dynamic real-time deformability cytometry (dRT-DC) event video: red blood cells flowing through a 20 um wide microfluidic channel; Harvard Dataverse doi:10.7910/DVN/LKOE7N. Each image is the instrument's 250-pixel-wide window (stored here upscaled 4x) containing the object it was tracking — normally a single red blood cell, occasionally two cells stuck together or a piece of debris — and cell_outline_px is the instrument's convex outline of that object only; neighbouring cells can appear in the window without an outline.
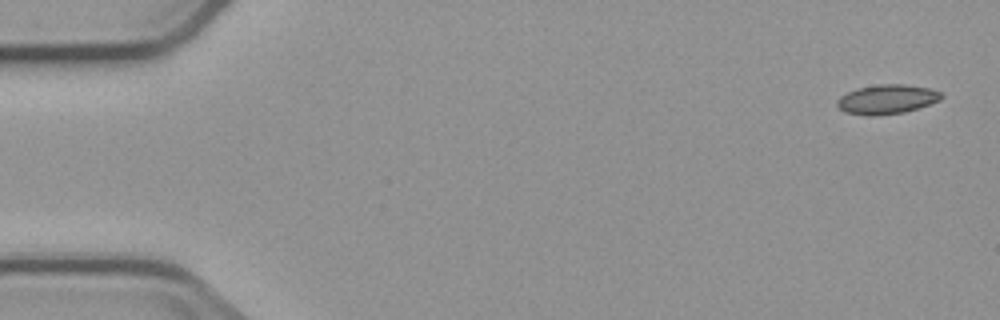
{"species": "common noctule bat (a hibernating species)", "species_latin": "Nyctalus noctula", "temperature_condition": "cold", "stored_images_in_passage": 5, "camera_frame_rate_fps": 3000, "um_per_image_px": 0.085, "animal": {"sex": "male", "body_mass_g": 23.1, "forearm_length_mm": 52.7}, "frame": {"image": 1, "passage_image": 1, "time_ms": 0.0, "image_size_px": [1000, 320], "cell_outline_px": [[944, 96], [940, 100], [904, 112], [872, 116], [868, 116], [844, 112], [836, 104], [836, 100], [840, 96], [856, 88], [880, 84], [904, 84], [928, 88], [940, 92]], "centroid_in_image_um": [75.35, 8.44], "position_along_channel_um": 9.7, "area_um2": 17.74}}
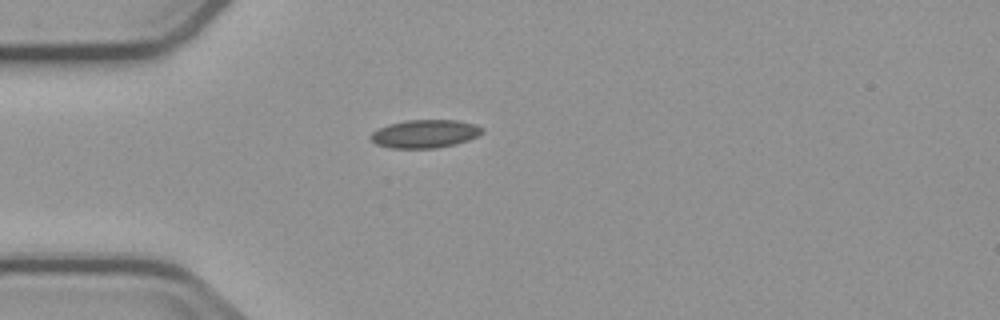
{"frame": {"image": 2, "passage_image": 4, "time_ms": 4.333, "image_size_px": [1000, 320], "cell_outline_px": [[484, 132], [468, 140], [456, 144], [436, 148], [388, 148], [376, 144], [372, 140], [372, 132], [388, 124], [408, 120], [456, 120], [476, 124], [484, 128]], "centroid_in_image_um": [36.15, 11.37], "position_along_channel_um": 48.8, "area_um2": 18.26}}